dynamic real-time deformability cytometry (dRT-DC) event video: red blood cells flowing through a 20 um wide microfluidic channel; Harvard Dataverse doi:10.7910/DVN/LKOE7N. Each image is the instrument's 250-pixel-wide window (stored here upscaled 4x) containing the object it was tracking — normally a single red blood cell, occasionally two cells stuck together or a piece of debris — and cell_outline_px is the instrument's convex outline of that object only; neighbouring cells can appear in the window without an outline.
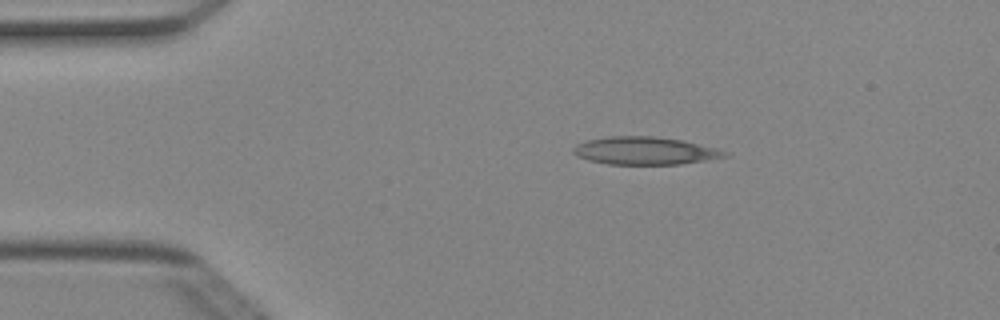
{"species": "Egyptian fruit bat (a non-hibernating species)", "species_latin": "Rousettus aegyptiacus", "temperature_condition": "cold", "stored_images_in_passage": 42, "camera_frame_rate_fps": 3000, "um_per_image_px": 0.085, "animal": {"sex": "female"}, "frame": {"image": 1, "passage_image": 1, "time_ms": 0.0, "image_size_px": [1000, 320], "cell_outline_px": [[728, 156], [680, 164], [608, 164], [588, 160], [576, 156], [572, 152], [572, 148], [576, 144], [588, 140], [608, 136], [652, 136], [680, 140], [716, 148], [728, 152]], "centroid_in_image_um": [54.76, 12.81], "position_along_channel_um": 30.2, "area_um2": 24.28}}
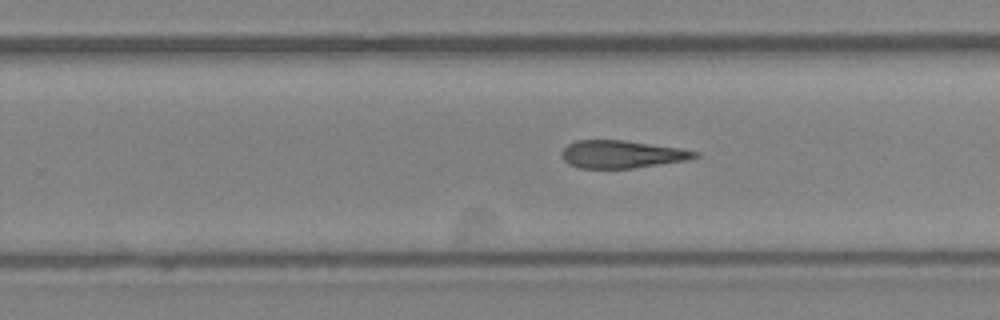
{"frame": {"image": 2, "passage_image": 23, "time_ms": 7.333, "image_size_px": [1000, 320], "cell_outline_px": [[700, 156], [688, 160], [632, 168], [580, 168], [568, 164], [564, 160], [560, 152], [568, 144], [576, 140], [624, 140], [680, 148], [700, 152]], "centroid_in_image_um": [52.86, 13.11], "position_along_channel_um": 276.9, "area_um2": 21.5}}
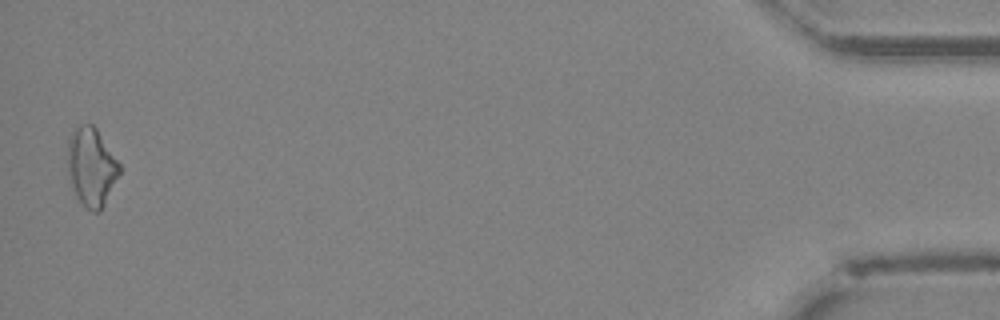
{"frame": {"image": 3, "passage_image": 41, "time_ms": 13.333, "image_size_px": [1000, 320], "cell_outline_px": [[120, 172], [100, 212], [92, 212], [76, 196], [68, 172], [68, 140], [72, 132], [80, 124], [92, 124], [96, 128], [120, 164]], "centroid_in_image_um": [7.77, 14.17], "position_along_channel_um": 427.4, "area_um2": 23.18}}